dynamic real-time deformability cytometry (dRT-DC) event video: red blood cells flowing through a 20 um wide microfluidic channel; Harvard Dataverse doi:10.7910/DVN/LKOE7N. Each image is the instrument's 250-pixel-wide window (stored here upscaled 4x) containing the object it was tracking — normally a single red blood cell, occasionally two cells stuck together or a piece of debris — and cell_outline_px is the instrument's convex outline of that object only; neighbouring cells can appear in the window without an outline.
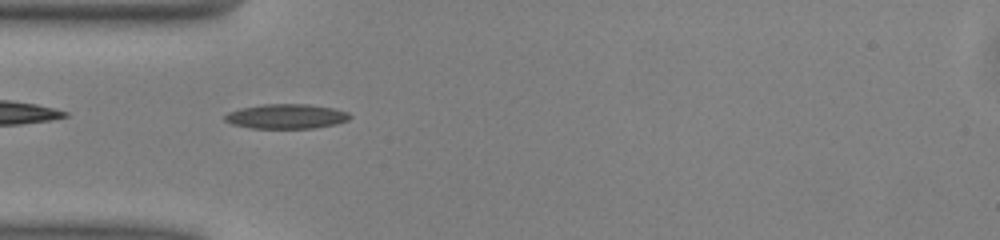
{"species": "common noctule bat (a hibernating species)", "species_latin": "Nyctalus noctula", "temperature_condition": "warm", "stored_images_in_passage": 36, "camera_frame_rate_fps": 3000, "um_per_image_px": 0.085, "animal": {"sex": "male", "body_mass_g": 13.0, "forearm_length_mm": 53.1}, "frame": {"image": 1, "passage_image": 1, "time_ms": 0.0, "image_size_px": [1000, 240], "cell_outline_px": [[352, 116], [348, 120], [336, 124], [312, 128], [252, 128], [232, 124], [224, 120], [224, 116], [228, 112], [240, 108], [264, 104], [308, 104], [332, 108], [348, 112]], "centroid_in_image_um": [24.33, 9.89], "position_along_channel_um": 60.7, "area_um2": 17.92}}
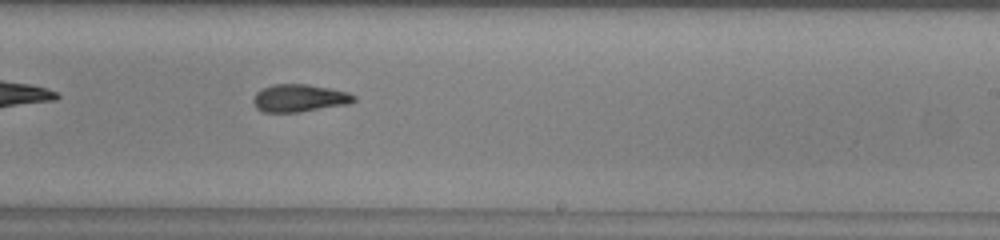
{"frame": {"image": 2, "passage_image": 16, "time_ms": 5.0, "image_size_px": [1000, 240], "cell_outline_px": [[356, 100], [348, 104], [300, 112], [264, 112], [256, 108], [252, 100], [256, 92], [260, 88], [272, 84], [308, 84], [348, 92], [356, 96]], "centroid_in_image_um": [25.42, 8.33], "position_along_channel_um": 263.6, "area_um2": 16.3}, "authors_computed_cell_mechanics": {"area_um2": 16.3574, "velocity_mm_per_s": 4.0816, "shape_relaxation_time_tau1_ms": 5.8039, "shape_relaxation_time_tau2_ms": 3.4119, "deformation_change_tau1": 0.1667, "deformation_change_tau2": 0.1132}}